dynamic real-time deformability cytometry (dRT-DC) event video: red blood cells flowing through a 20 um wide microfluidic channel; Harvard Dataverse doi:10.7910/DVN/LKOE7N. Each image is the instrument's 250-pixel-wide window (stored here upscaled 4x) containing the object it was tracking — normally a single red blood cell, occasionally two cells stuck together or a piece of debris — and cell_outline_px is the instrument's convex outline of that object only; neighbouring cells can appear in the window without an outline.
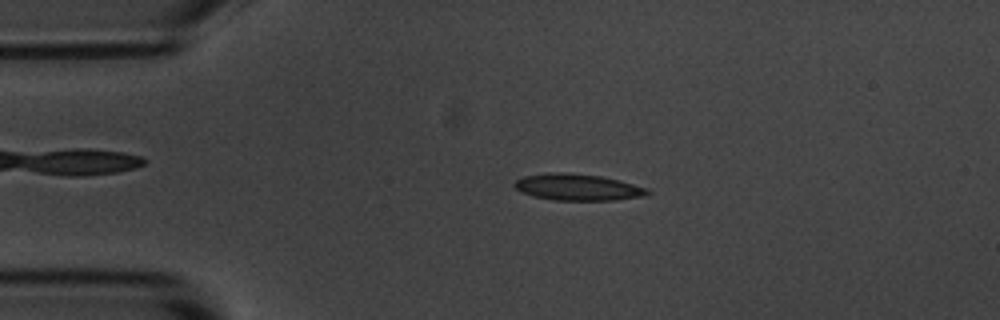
{"species": "common noctule bat (a hibernating species)", "species_latin": "Nyctalus noctula", "temperature_condition": "room temperature", "stored_images_in_passage": 53, "camera_frame_rate_fps": 3000, "um_per_image_px": 0.085, "animal": {"sex": "male", "body_mass_g": 20.1, "forearm_length_mm": 53.5}, "frame": {"image": 1, "passage_image": 10, "time_ms": 3.0, "image_size_px": [1000, 320], "cell_outline_px": [[652, 192], [648, 196], [616, 200], [552, 200], [532, 196], [520, 192], [512, 184], [516, 180], [524, 176], [548, 172], [564, 172], [600, 176], [648, 188]], "centroid_in_image_um": [49.09, 15.92], "position_along_channel_um": 35.9, "area_um2": 20.69}}
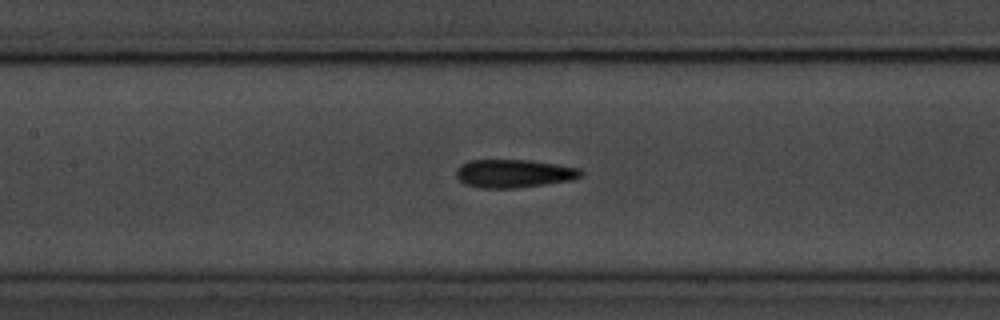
{"frame": {"image": 2, "passage_image": 23, "time_ms": 7.333, "image_size_px": [1000, 320], "cell_outline_px": [[584, 172], [580, 176], [572, 180], [516, 188], [480, 188], [464, 184], [456, 176], [456, 168], [460, 164], [468, 160], [528, 160], [556, 164], [580, 168]], "centroid_in_image_um": [43.64, 14.74], "position_along_channel_um": 163.8, "area_um2": 20.58}}
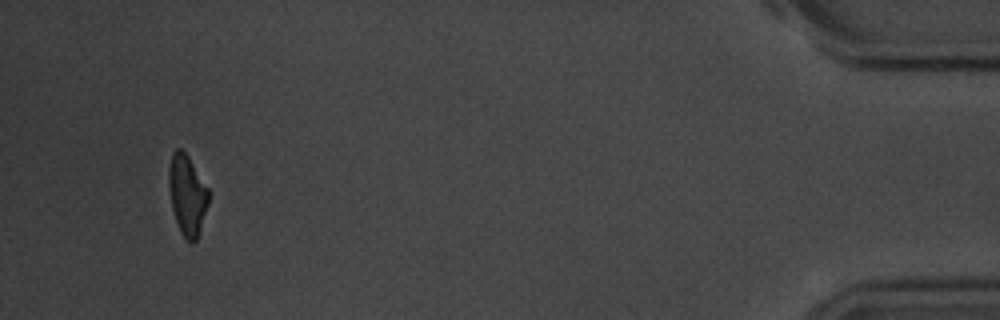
{"frame": {"image": 3, "passage_image": 50, "time_ms": 16.333, "image_size_px": [1000, 320], "cell_outline_px": [[208, 204], [196, 240], [192, 244], [180, 232], [172, 208], [168, 184], [168, 168], [172, 152], [176, 148], [180, 148], [188, 156], [208, 188]], "centroid_in_image_um": [15.89, 16.54], "position_along_channel_um": 419.3, "area_um2": 18.38}, "authors_computed_cell_mechanics": {"area_um2": 19.7098, "velocity_mm_per_s": 3.6855, "shape_relaxation_time_tau1_ms": 3.8926, "shape_relaxation_time_tau2_ms": 2.3804, "deformation_change_tau1": 0.15, "deformation_change_tau2": 0.097}}